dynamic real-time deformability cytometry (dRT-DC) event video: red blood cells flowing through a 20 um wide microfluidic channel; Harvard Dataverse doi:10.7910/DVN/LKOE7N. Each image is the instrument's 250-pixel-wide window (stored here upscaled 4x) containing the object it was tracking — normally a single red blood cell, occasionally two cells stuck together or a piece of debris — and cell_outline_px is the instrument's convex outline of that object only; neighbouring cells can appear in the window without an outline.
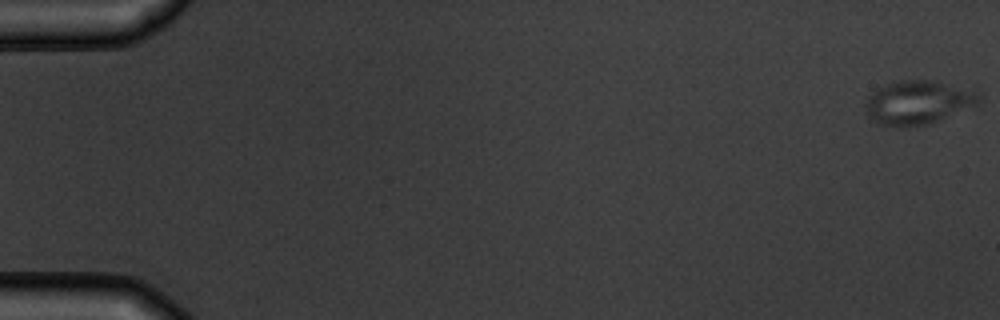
{"species": "common noctule bat (a hibernating species)", "species_latin": "Nyctalus noctula", "temperature_condition": "warm", "stored_images_in_passage": 5, "camera_frame_rate_fps": 3000, "um_per_image_px": 0.085, "animal": {"sex": "male", "body_mass_g": 19.5, "forearm_length_mm": 54.6}, "frame": {"image": 1, "passage_image": 1, "time_ms": 0.0, "image_size_px": [1000, 320], "cell_outline_px": [[980, 100], [976, 104], [928, 124], [904, 128], [880, 124], [872, 120], [868, 116], [868, 96], [876, 88], [900, 80], [928, 80], [980, 92]], "centroid_in_image_um": [78.0, 8.72], "position_along_channel_um": 7.0, "area_um2": 28.26}}